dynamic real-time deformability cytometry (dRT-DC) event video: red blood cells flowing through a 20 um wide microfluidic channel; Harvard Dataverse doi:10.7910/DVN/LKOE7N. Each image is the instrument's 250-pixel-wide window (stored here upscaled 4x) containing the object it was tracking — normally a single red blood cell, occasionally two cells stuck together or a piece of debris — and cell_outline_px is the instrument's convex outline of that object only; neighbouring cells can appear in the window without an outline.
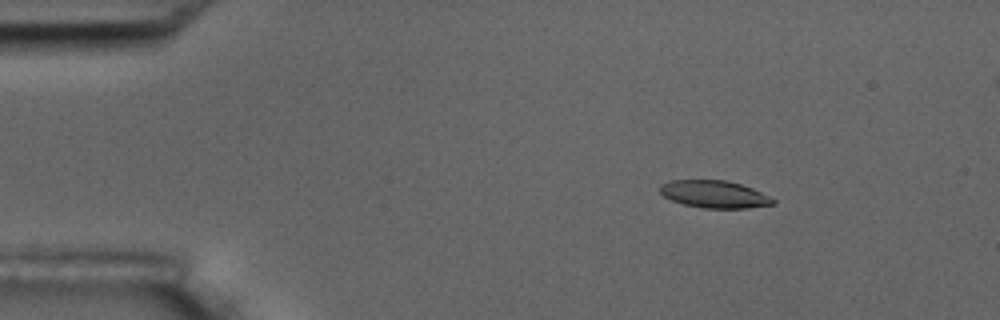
{"species": "common noctule bat (a hibernating species)", "species_latin": "Nyctalus noctula", "temperature_condition": "room temperature", "stored_images_in_passage": 5, "camera_frame_rate_fps": 3000, "um_per_image_px": 0.085, "animal": {"sex": "male", "body_mass_g": 17.5, "forearm_length_mm": 52.3}, "frame": {"image": 1, "passage_image": 1, "time_ms": 0.0, "image_size_px": [1000, 320], "cell_outline_px": [[776, 204], [748, 208], [704, 208], [684, 204], [672, 200], [664, 196], [660, 192], [660, 184], [672, 180], [728, 180], [752, 188], [776, 200]], "centroid_in_image_um": [60.73, 16.51], "position_along_channel_um": 24.3, "area_um2": 17.98}}